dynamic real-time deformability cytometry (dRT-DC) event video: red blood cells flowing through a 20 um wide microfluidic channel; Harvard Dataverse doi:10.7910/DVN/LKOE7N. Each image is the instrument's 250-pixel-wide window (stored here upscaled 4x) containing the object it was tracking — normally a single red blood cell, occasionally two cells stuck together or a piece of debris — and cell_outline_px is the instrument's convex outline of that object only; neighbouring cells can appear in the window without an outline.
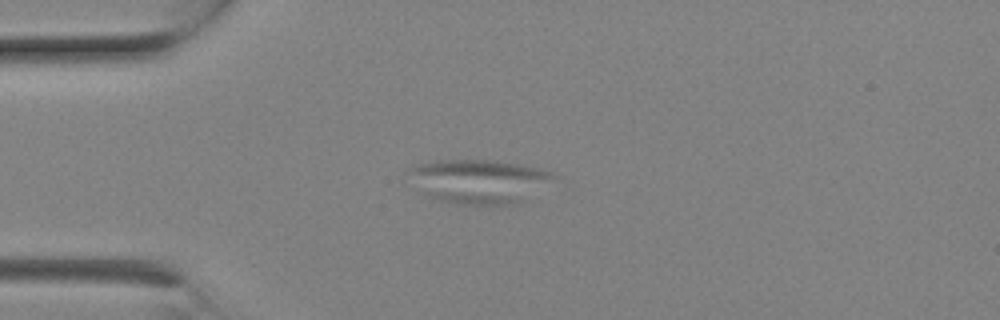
{"species": "Egyptian fruit bat (a non-hibernating species)", "species_latin": "Rousettus aegyptiacus", "temperature_condition": "room temperature", "stored_images_in_passage": 7, "camera_frame_rate_fps": 3000, "um_per_image_px": 0.085, "animal": {"sex": "female"}, "frame": {"image": 1, "passage_image": 6, "time_ms": 1.667, "image_size_px": [1000, 320], "cell_outline_px": [[556, 176], [516, 204], [456, 204], [424, 196], [408, 168], [420, 164], [440, 160], [488, 160], [516, 164], [536, 168], [552, 172]], "centroid_in_image_um": [40.67, 15.41], "position_along_channel_um": 44.3, "area_um2": 35.89}}